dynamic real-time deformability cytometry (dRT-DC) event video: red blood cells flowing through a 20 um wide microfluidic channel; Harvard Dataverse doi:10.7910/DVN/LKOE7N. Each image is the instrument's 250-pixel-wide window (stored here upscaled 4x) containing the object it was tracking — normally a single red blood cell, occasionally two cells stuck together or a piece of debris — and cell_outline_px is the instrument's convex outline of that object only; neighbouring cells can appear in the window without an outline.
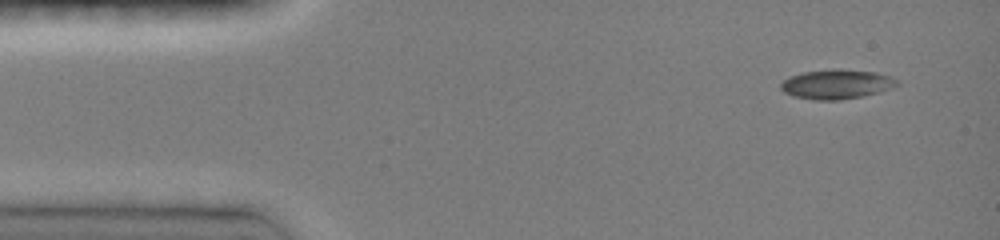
{"species": "common noctule bat (a hibernating species)", "species_latin": "Nyctalus noctula", "temperature_condition": "room temperature", "stored_images_in_passage": 26, "camera_frame_rate_fps": 3000, "um_per_image_px": 0.085, "animal": {"sex": "female", "body_mass_g": 19.0, "forearm_length_mm": 51.5}, "frame": {"image": 1, "passage_image": 1, "time_ms": 0.0, "image_size_px": [1000, 240], "cell_outline_px": [[900, 84], [892, 88], [880, 92], [864, 96], [840, 100], [816, 100], [792, 96], [784, 92], [780, 88], [780, 84], [788, 76], [804, 72], [832, 68], [840, 68], [876, 72], [892, 76], [900, 80]], "centroid_in_image_um": [71.15, 7.14], "position_along_channel_um": 13.9, "area_um2": 20.46}}
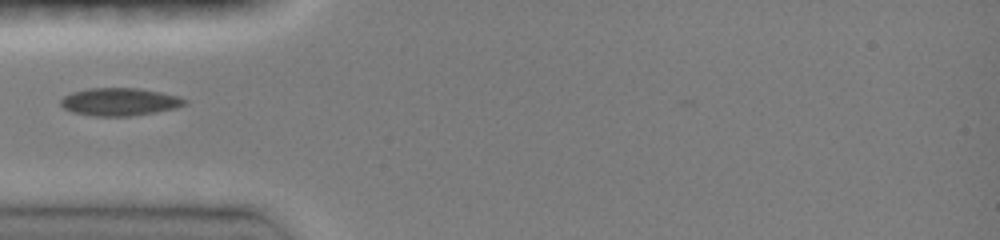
{"frame": {"image": 2, "passage_image": 7, "time_ms": 3.667, "image_size_px": [1000, 240], "cell_outline_px": [[188, 104], [176, 108], [156, 112], [128, 116], [92, 116], [72, 112], [64, 108], [60, 104], [60, 100], [64, 96], [72, 92], [88, 88], [136, 88], [160, 92], [176, 96], [188, 100]], "centroid_in_image_um": [10.16, 8.66], "position_along_channel_um": 74.8, "area_um2": 20.06}}
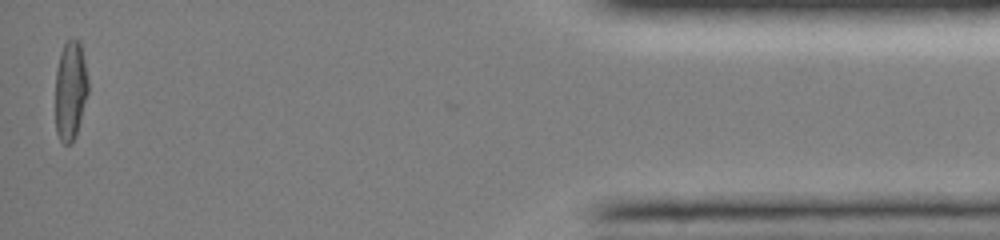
{"frame": {"image": 3, "passage_image": 26, "time_ms": 14.0, "image_size_px": [1000, 240], "cell_outline_px": [[88, 92], [76, 136], [72, 144], [64, 144], [60, 140], [56, 132], [56, 68], [60, 52], [64, 44], [72, 36], [80, 40], [88, 80]], "centroid_in_image_um": [5.99, 7.66], "position_along_channel_um": 429.2, "area_um2": 19.19}, "authors_computed_cell_mechanics": {"area_um2": 19.363, "velocity_mm_per_s": 4.1229, "shape_relaxation_time_tau1_ms": 9.8916, "shape_relaxation_time_tau2_ms": 1.8523, "deformation_change_tau1": 0.2627, "deformation_change_tau2": 0.0376}}